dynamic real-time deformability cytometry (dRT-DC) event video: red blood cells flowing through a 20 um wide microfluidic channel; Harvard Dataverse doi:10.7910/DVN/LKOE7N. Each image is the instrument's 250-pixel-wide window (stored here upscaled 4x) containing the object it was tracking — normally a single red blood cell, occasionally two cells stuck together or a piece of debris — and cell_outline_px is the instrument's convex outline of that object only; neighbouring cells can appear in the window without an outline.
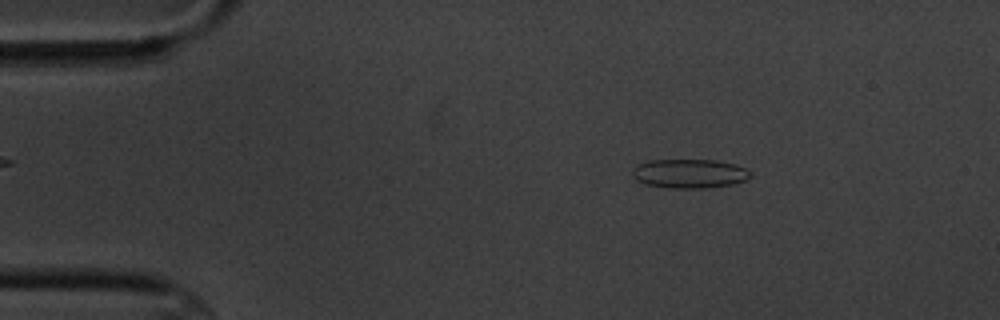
{"species": "common noctule bat (a hibernating species)", "species_latin": "Nyctalus noctula", "temperature_condition": "cold", "stored_images_in_passage": 3, "camera_frame_rate_fps": 3000, "um_per_image_px": 0.085, "animal": {"sex": "male", "body_mass_g": 20.1, "forearm_length_mm": 53.5}, "frame": {"image": 1, "passage_image": 1, "time_ms": 0.0, "image_size_px": [1000, 320], "cell_outline_px": [[752, 176], [744, 180], [732, 184], [704, 188], [668, 188], [644, 184], [636, 180], [632, 176], [632, 168], [648, 160], [716, 160], [736, 164], [752, 172]], "centroid_in_image_um": [58.59, 14.75], "position_along_channel_um": 26.4, "area_um2": 20.11}}